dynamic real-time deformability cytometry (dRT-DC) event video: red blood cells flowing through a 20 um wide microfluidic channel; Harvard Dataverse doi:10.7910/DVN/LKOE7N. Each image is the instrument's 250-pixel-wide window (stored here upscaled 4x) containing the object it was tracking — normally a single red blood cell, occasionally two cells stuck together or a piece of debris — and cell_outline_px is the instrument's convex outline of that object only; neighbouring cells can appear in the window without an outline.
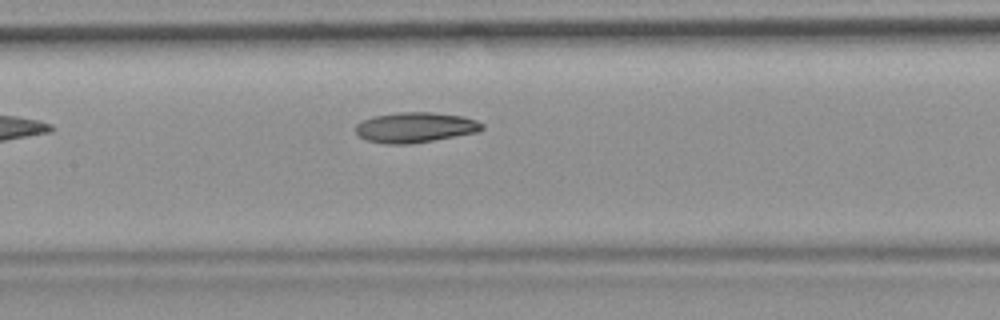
{"species": "common noctule bat (a hibernating species)", "species_latin": "Nyctalus noctula", "temperature_condition": "room temperature", "stored_images_in_passage": 7, "camera_frame_rate_fps": 3000, "um_per_image_px": 0.085, "animal": {"sex": "female", "body_mass_g": 19.9}, "frame": {"image": 1, "passage_image": 7, "time_ms": 2.0, "image_size_px": [1000, 320], "cell_outline_px": [[484, 128], [476, 132], [432, 140], [408, 144], [384, 144], [368, 140], [360, 136], [356, 132], [356, 124], [372, 116], [400, 112], [432, 112], [464, 116], [476, 120], [484, 124]], "centroid_in_image_um": [35.29, 10.82], "position_along_channel_um": 172.1, "area_um2": 22.14}}